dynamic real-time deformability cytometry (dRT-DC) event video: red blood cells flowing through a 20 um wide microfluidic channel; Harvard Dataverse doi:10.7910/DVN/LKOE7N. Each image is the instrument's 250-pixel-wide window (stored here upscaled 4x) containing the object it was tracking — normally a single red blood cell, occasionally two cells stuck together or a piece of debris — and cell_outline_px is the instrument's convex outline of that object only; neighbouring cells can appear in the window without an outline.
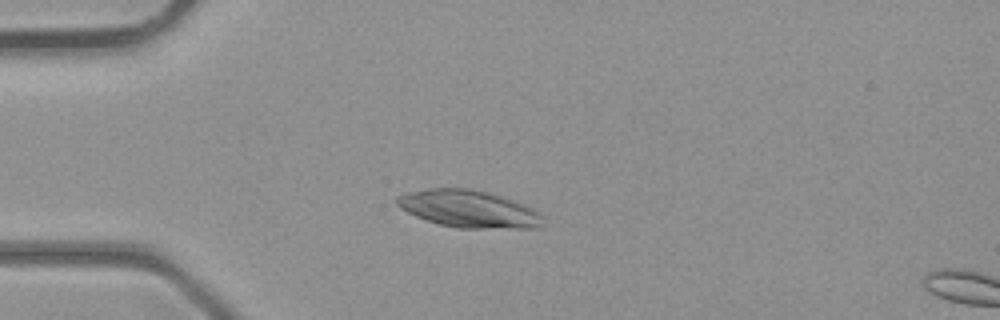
{"species": "common noctule bat (a hibernating species)", "species_latin": "Nyctalus noctula", "temperature_condition": "room temperature", "stored_images_in_passage": 3, "camera_frame_rate_fps": 3000, "um_per_image_px": 0.085, "animal": {"sex": "male", "body_mass_g": 23.1, "forearm_length_mm": 52.7}, "frame": {"image": 1, "passage_image": 2, "time_ms": 1.0, "image_size_px": [1000, 320], "cell_outline_px": [[544, 216], [540, 228], [456, 228], [440, 224], [416, 216], [400, 208], [396, 204], [396, 196], [408, 192], [428, 188], [472, 188], [488, 192], [524, 204], [540, 212]], "centroid_in_image_um": [39.85, 17.75], "position_along_channel_um": 45.1, "area_um2": 31.79}}